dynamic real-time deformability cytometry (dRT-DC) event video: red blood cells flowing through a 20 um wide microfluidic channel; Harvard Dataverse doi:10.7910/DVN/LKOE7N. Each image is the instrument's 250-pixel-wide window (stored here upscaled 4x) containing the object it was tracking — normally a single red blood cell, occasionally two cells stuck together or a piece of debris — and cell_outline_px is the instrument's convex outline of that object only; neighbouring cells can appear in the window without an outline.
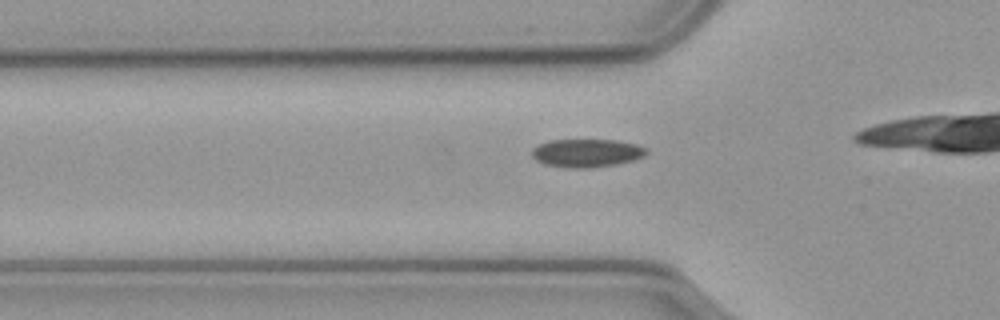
{"species": "common noctule bat (a hibernating species)", "species_latin": "Nyctalus noctula", "temperature_condition": "cold", "stored_images_in_passage": 10, "camera_frame_rate_fps": 3000, "um_per_image_px": 0.085, "animal": {"sex": "male", "body_mass_g": 23.1, "forearm_length_mm": 52.7}, "frame": {"image": 1, "passage_image": 5, "time_ms": 1.333, "image_size_px": [1000, 320], "cell_outline_px": [[648, 152], [644, 156], [632, 160], [616, 164], [588, 168], [576, 168], [544, 164], [536, 160], [532, 156], [532, 148], [548, 140], [616, 140], [636, 144], [648, 148]], "centroid_in_image_um": [49.88, 13.0], "position_along_channel_um": 75.9, "area_um2": 18.73}}
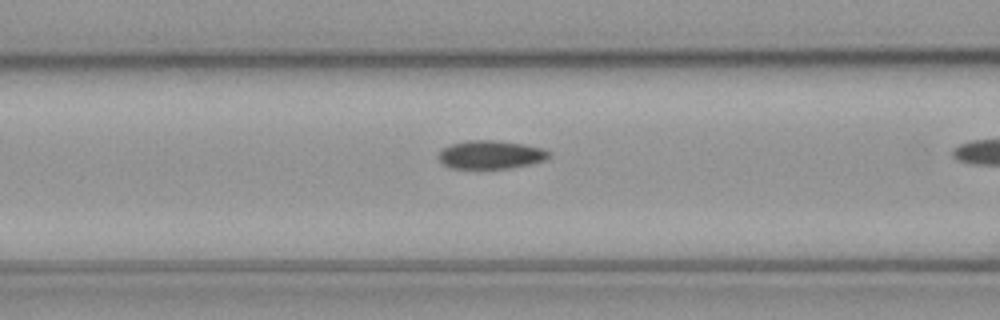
{"frame": {"image": 2, "passage_image": 9, "time_ms": 2.667, "image_size_px": [1000, 320], "cell_outline_px": [[552, 152], [544, 160], [512, 168], [448, 168], [436, 156], [444, 148], [452, 144], [468, 140], [500, 140], [524, 144], [540, 148]], "centroid_in_image_um": [41.69, 13.14], "position_along_channel_um": 124.9, "area_um2": 18.15}}